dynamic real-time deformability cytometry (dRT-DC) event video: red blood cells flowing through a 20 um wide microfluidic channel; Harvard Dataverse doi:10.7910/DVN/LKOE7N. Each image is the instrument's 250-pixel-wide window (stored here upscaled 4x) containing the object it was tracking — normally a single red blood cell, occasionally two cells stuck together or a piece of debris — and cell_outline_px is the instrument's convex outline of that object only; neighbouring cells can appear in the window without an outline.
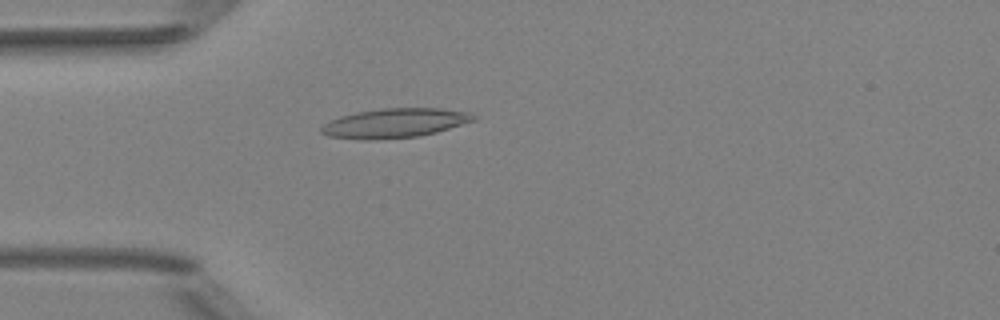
{"species": "Egyptian fruit bat (a non-hibernating species)", "species_latin": "Rousettus aegyptiacus", "temperature_condition": "room temperature", "stored_images_in_passage": 51, "camera_frame_rate_fps": 3000, "um_per_image_px": 0.085, "animal": {"sex": "female"}, "frame": {"image": 1, "passage_image": 14, "time_ms": 4.333, "image_size_px": [1000, 320], "cell_outline_px": [[476, 120], [436, 132], [420, 136], [376, 140], [360, 140], [328, 136], [320, 132], [320, 128], [324, 124], [340, 116], [356, 112], [380, 108], [440, 108], [468, 112], [476, 116]], "centroid_in_image_um": [33.54, 10.47], "position_along_channel_um": 51.5, "area_um2": 26.18}}
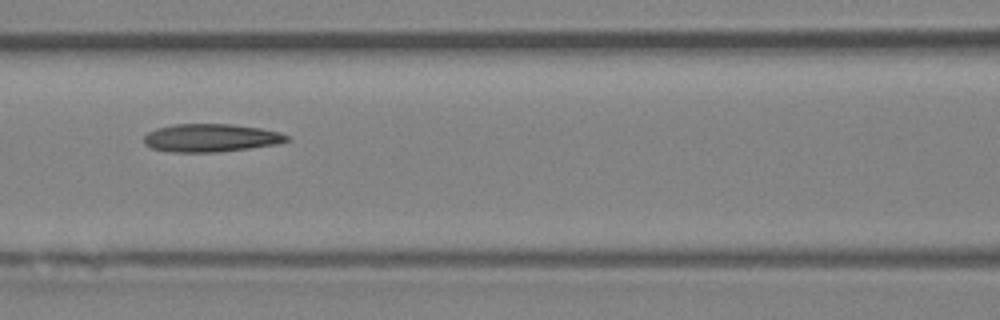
{"frame": {"image": 2, "passage_image": 22, "time_ms": 7.0, "image_size_px": [1000, 320], "cell_outline_px": [[292, 140], [276, 144], [220, 152], [172, 152], [152, 148], [144, 144], [144, 136], [148, 132], [156, 128], [176, 124], [232, 124], [260, 128], [280, 132], [292, 136]], "centroid_in_image_um": [17.96, 11.72], "position_along_channel_um": 148.6, "area_um2": 23.47}}
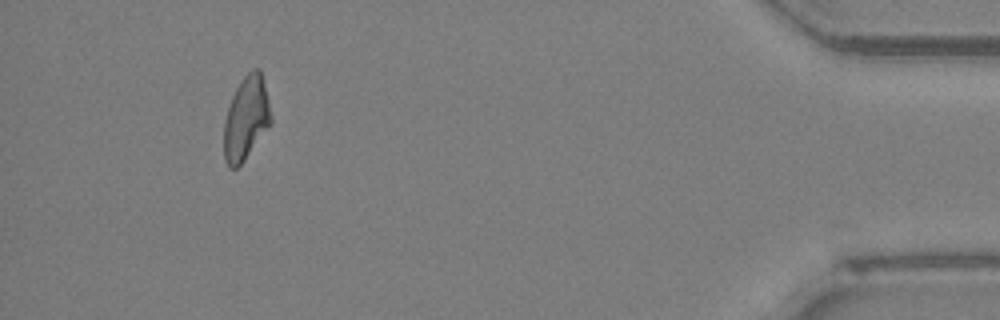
{"frame": {"image": 3, "passage_image": 47, "time_ms": 15.333, "image_size_px": [1000, 320], "cell_outline_px": [[272, 124], [244, 160], [236, 168], [228, 168], [224, 160], [224, 120], [232, 96], [240, 80], [252, 68], [260, 68], [272, 116]], "centroid_in_image_um": [20.92, 10.06], "position_along_channel_um": 414.3, "area_um2": 23.0}, "authors_computed_cell_mechanics": {"area_um2": 23.409, "velocity_mm_per_s": 3.9969, "shape_relaxation_time_tau1_ms": null, "shape_relaxation_time_tau2_ms": 6.3871, "deformation_change_tau1": null, "deformation_change_tau2": 0.1839}}